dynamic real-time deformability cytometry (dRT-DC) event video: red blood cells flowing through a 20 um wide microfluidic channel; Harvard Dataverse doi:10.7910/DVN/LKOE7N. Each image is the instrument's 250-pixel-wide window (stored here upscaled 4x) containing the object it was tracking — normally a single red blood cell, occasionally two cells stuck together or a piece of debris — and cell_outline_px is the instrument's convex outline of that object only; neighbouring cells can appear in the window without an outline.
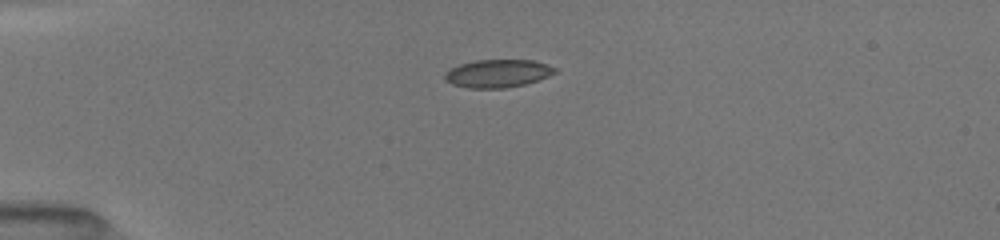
{"species": "common noctule bat (a hibernating species)", "species_latin": "Nyctalus noctula", "temperature_condition": "room temperature", "stored_images_in_passage": 6, "camera_frame_rate_fps": 3000, "um_per_image_px": 0.085, "animal": {"sex": "female", "body_mass_g": 19.5, "forearm_length_mm": 54.1}, "frame": {"image": 1, "passage_image": 1, "time_ms": 0.0, "image_size_px": [1000, 240], "cell_outline_px": [[556, 72], [540, 80], [524, 84], [504, 88], [468, 88], [452, 84], [444, 80], [444, 72], [460, 64], [476, 60], [532, 60], [548, 64], [556, 68]], "centroid_in_image_um": [42.3, 6.24], "position_along_channel_um": 42.7, "area_um2": 17.98}}
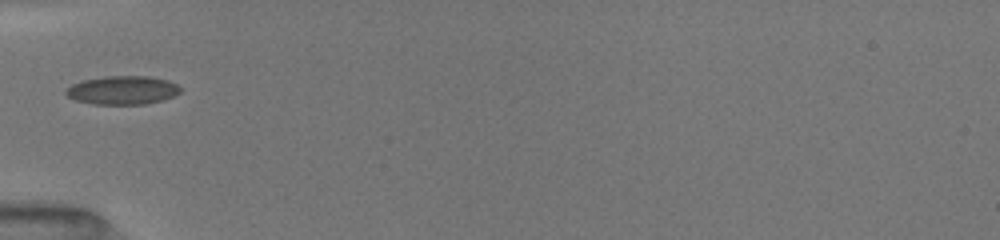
{"frame": {"image": 2, "passage_image": 3, "time_ms": 1.667, "image_size_px": [1000, 240], "cell_outline_px": [[184, 88], [180, 92], [172, 96], [160, 100], [144, 104], [92, 104], [76, 100], [68, 96], [64, 92], [64, 88], [80, 80], [104, 76], [148, 76], [168, 80]], "centroid_in_image_um": [10.38, 7.65], "position_along_channel_um": 74.6, "area_um2": 19.19}}
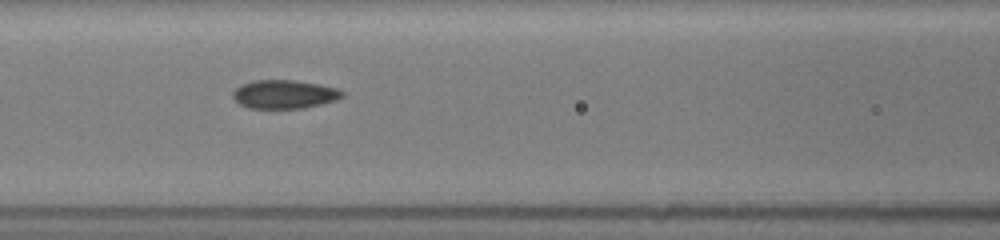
{"frame": {"image": 3, "passage_image": 5, "time_ms": 3.333, "image_size_px": [1000, 240], "cell_outline_px": [[344, 96], [336, 100], [304, 108], [248, 108], [240, 104], [232, 96], [232, 92], [240, 84], [252, 80], [296, 80], [320, 84], [336, 88], [344, 92]], "centroid_in_image_um": [24.16, 8.0], "position_along_channel_um": 142.4, "area_um2": 18.32}}